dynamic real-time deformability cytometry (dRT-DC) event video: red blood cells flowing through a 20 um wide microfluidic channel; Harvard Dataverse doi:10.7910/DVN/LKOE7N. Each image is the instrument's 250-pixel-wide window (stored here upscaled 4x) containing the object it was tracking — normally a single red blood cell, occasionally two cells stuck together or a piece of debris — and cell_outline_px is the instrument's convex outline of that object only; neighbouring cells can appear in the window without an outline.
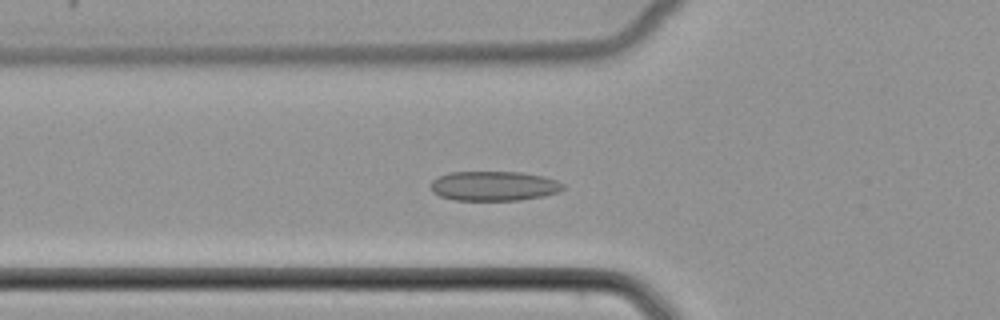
{"species": "common noctule bat (a hibernating species)", "species_latin": "Nyctalus noctula", "temperature_condition": "cold", "stored_images_in_passage": 53, "camera_frame_rate_fps": 3000, "um_per_image_px": 0.085, "animal": {"sex": "female", "body_mass_g": 22.7, "forearm_length_mm": 54.2}, "frame": {"image": 1, "passage_image": 20, "time_ms": 6.333, "image_size_px": [1000, 320], "cell_outline_px": [[564, 188], [560, 192], [544, 196], [520, 200], [456, 200], [440, 196], [432, 192], [432, 180], [448, 172], [520, 172], [544, 176], [556, 180], [564, 184]], "centroid_in_image_um": [42.02, 15.81], "position_along_channel_um": 83.8, "area_um2": 22.89}}
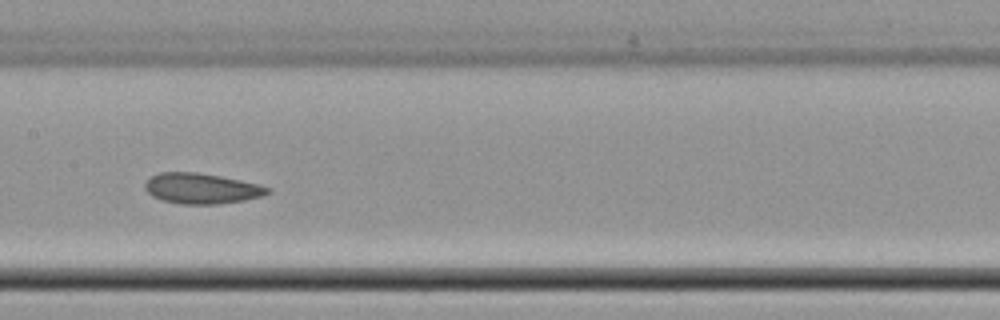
{"frame": {"image": 2, "passage_image": 28, "time_ms": 9.0, "image_size_px": [1000, 320], "cell_outline_px": [[272, 192], [264, 196], [244, 200], [216, 204], [180, 204], [164, 200], [152, 196], [144, 188], [144, 184], [152, 176], [160, 172], [196, 172], [220, 176], [260, 184], [272, 188]], "centroid_in_image_um": [17.18, 16.02], "position_along_channel_um": 190.2, "area_um2": 21.85}}
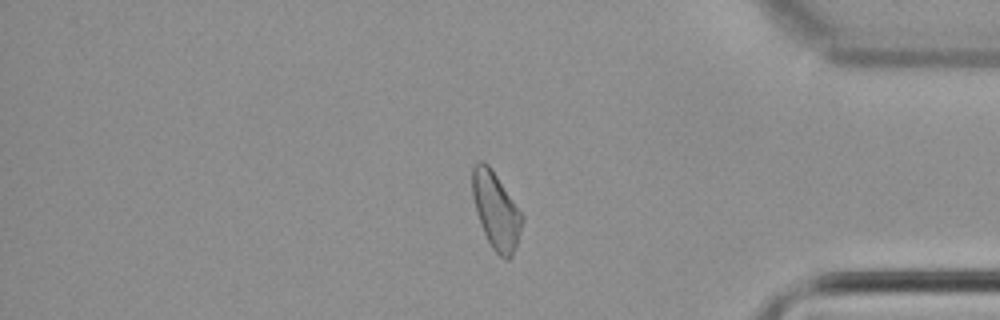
{"frame": {"image": 3, "passage_image": 45, "time_ms": 14.667, "image_size_px": [1000, 320], "cell_outline_px": [[524, 220], [512, 256], [508, 260], [504, 260], [492, 248], [480, 224], [476, 212], [472, 196], [472, 168], [480, 160], [484, 160], [492, 168], [524, 216]], "centroid_in_image_um": [42.15, 17.88], "position_along_channel_um": 393.0, "area_um2": 22.31}}